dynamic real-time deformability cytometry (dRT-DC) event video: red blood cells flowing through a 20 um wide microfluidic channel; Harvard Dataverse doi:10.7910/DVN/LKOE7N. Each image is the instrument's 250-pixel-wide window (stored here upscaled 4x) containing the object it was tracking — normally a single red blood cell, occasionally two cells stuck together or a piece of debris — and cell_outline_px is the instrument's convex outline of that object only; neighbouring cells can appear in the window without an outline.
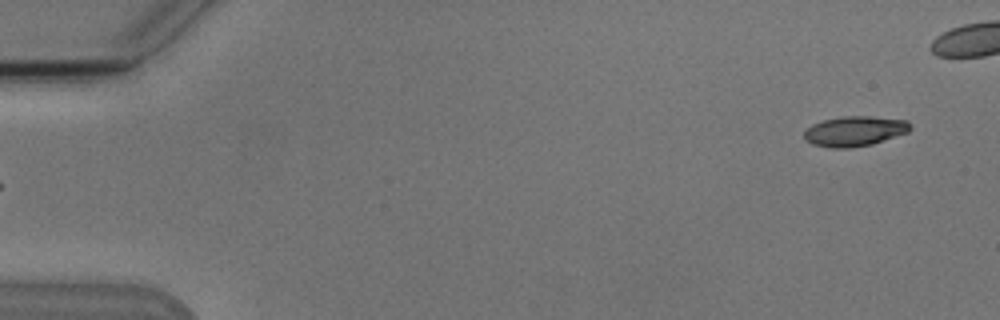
{"species": "Egyptian fruit bat (a non-hibernating species)", "species_latin": "Rousettus aegyptiacus", "temperature_condition": "cold", "stored_images_in_passage": 6, "segment_of_instrument_passage": [2, 2], "camera_frame_rate_fps": 3000, "um_per_image_px": 0.085, "animal": {"sex": "male"}, "frame": {"image": 1, "passage_image": 6, "time_ms": 6.0, "image_size_px": [1000, 320], "cell_outline_px": [[912, 128], [908, 132], [872, 144], [848, 148], [832, 148], [812, 144], [804, 140], [804, 132], [812, 124], [824, 120], [844, 116], [868, 116], [908, 120], [912, 124]], "centroid_in_image_um": [72.66, 11.15], "position_along_channel_um": 12.3, "area_um2": 18.61}}